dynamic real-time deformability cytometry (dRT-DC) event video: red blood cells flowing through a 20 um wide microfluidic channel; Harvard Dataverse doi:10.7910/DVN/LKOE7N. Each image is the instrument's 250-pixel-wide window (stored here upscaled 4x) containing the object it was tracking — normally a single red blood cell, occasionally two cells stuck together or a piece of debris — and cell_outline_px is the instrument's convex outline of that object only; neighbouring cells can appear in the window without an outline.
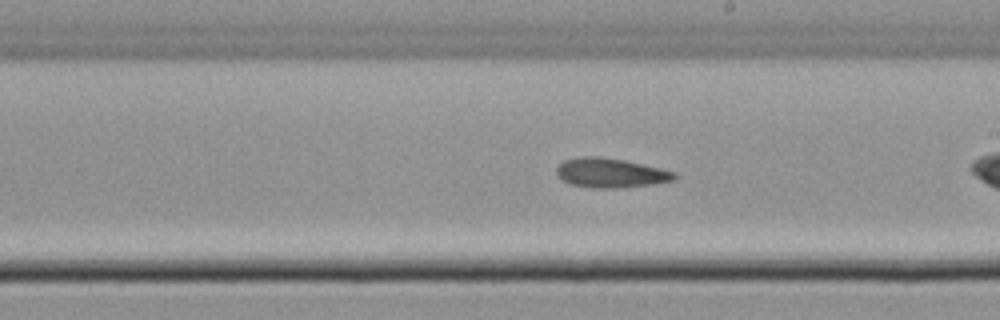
{"species": "common noctule bat (a hibernating species)", "species_latin": "Nyctalus noctula", "temperature_condition": "cold", "stored_images_in_passage": 26, "camera_frame_rate_fps": 3000, "um_per_image_px": 0.085, "animal": {"sex": "male", "body_mass_g": 21.5, "forearm_length_mm": 52.0}, "frame": {"image": 1, "passage_image": 15, "time_ms": 4.667, "image_size_px": [1000, 320], "cell_outline_px": [[676, 180], [652, 184], [616, 188], [592, 188], [572, 184], [560, 180], [556, 176], [556, 168], [564, 160], [580, 156], [596, 156], [624, 160], [660, 168], [676, 172]], "centroid_in_image_um": [51.87, 14.7], "position_along_channel_um": 237.1, "area_um2": 20.29}}
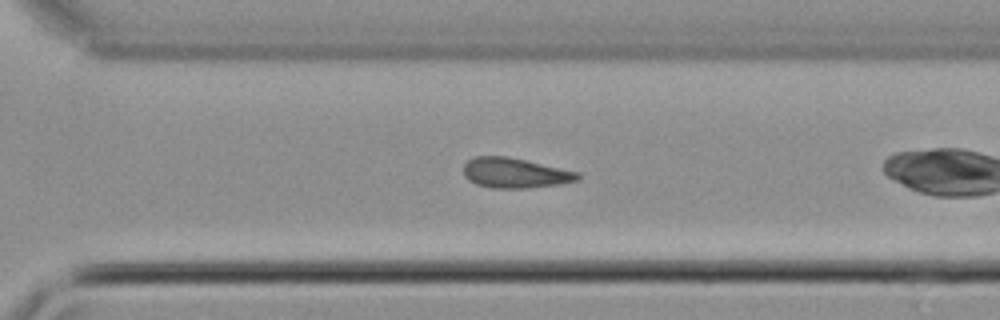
{"frame": {"image": 2, "passage_image": 22, "time_ms": 7.0, "image_size_px": [1000, 320], "cell_outline_px": [[580, 180], [556, 184], [528, 188], [492, 188], [476, 184], [468, 180], [464, 176], [464, 164], [472, 156], [508, 156], [580, 172]], "centroid_in_image_um": [43.76, 14.69], "position_along_channel_um": 326.8, "area_um2": 20.11}}